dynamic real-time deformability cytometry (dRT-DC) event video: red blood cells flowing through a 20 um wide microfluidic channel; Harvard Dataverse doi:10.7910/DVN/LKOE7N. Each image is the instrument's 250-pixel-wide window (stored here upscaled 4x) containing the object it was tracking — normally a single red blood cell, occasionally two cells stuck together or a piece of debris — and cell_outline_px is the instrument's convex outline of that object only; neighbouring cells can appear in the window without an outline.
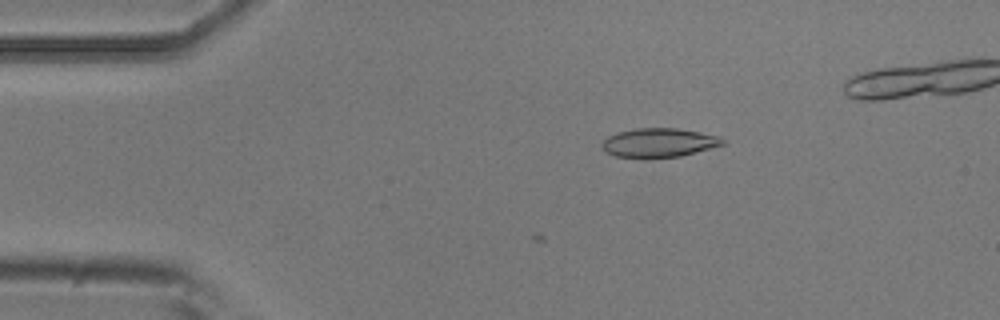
{"species": "common noctule bat (a hibernating species)", "species_latin": "Nyctalus noctula", "temperature_condition": "room temperature", "stored_images_in_passage": 4, "camera_frame_rate_fps": 3000, "um_per_image_px": 0.085, "animal": {"sex": "male", "body_mass_g": 20.5, "forearm_length_mm": 52.5}, "frame": {"image": 1, "passage_image": 2, "time_ms": 0.333, "image_size_px": [1000, 320], "cell_outline_px": [[728, 140], [724, 144], [680, 156], [644, 160], [616, 156], [604, 152], [600, 148], [600, 144], [608, 136], [616, 132], [636, 128], [676, 128], [700, 132], [720, 136]], "centroid_in_image_um": [55.95, 12.15], "position_along_channel_um": 29.0, "area_um2": 21.04}}